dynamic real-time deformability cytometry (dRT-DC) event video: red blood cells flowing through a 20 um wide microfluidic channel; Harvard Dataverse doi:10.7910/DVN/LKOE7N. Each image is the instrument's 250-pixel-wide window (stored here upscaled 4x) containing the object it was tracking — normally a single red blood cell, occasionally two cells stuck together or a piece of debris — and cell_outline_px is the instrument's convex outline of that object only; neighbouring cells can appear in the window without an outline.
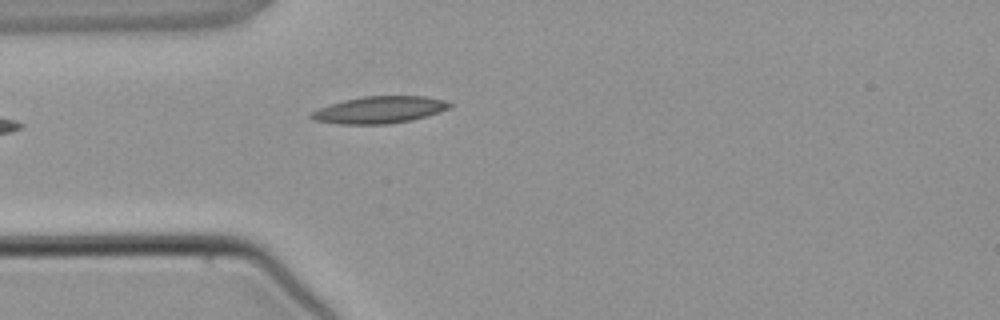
{"species": "common noctule bat (a hibernating species)", "species_latin": "Nyctalus noctula", "temperature_condition": "warm", "stored_images_in_passage": 2, "camera_frame_rate_fps": 3000, "um_per_image_px": 0.085, "animal": {"sex": "male", "body_mass_g": 21.5, "forearm_length_mm": 52.0}, "frame": {"image": 1, "passage_image": 2, "time_ms": 1.667, "image_size_px": [1000, 320], "cell_outline_px": [[452, 104], [448, 108], [412, 120], [388, 124], [340, 124], [312, 120], [308, 116], [316, 108], [344, 100], [364, 96], [424, 96], [444, 100]], "centroid_in_image_um": [32.17, 9.34], "position_along_channel_um": 52.8, "area_um2": 21.62}}